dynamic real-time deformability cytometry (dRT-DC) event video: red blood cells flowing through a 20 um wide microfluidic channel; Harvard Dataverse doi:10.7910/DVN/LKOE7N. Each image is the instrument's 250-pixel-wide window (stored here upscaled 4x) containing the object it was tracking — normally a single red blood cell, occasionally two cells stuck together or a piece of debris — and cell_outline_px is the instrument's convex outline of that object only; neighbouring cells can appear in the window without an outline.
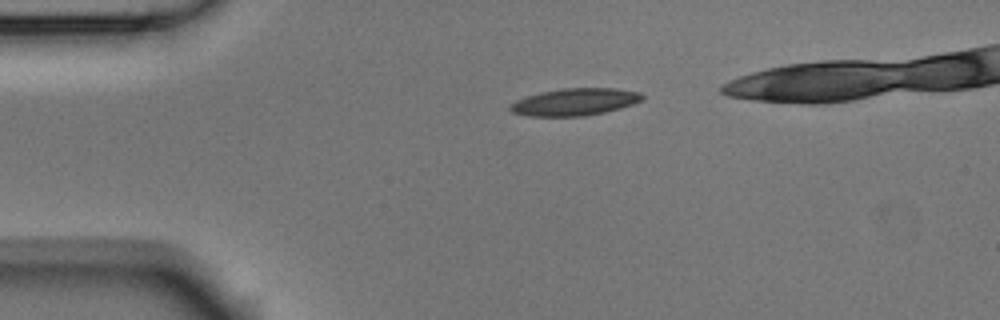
{"species": "Egyptian fruit bat (a non-hibernating species)", "species_latin": "Rousettus aegyptiacus", "temperature_condition": "room temperature", "stored_images_in_passage": 3, "camera_frame_rate_fps": 3000, "um_per_image_px": 0.085, "animal": {"sex": "male"}, "frame": {"image": 1, "passage_image": 1, "time_ms": 0.0, "image_size_px": [1000, 320], "cell_outline_px": [[644, 100], [620, 108], [604, 112], [584, 116], [528, 116], [512, 112], [508, 108], [516, 100], [540, 92], [564, 88], [616, 88], [640, 92], [644, 96]], "centroid_in_image_um": [48.89, 8.66], "position_along_channel_um": 36.1, "area_um2": 20.87}}